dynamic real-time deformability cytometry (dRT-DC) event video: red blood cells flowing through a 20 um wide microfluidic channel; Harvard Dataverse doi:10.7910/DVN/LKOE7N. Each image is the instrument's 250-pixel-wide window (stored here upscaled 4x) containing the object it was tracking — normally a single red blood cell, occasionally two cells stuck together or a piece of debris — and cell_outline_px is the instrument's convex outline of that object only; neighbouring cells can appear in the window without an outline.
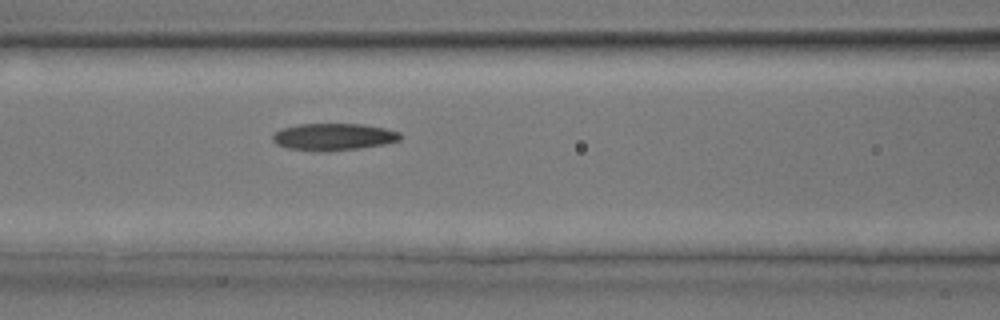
{"species": "common noctule bat (a hibernating species)", "species_latin": "Nyctalus noctula", "temperature_condition": "room temperature", "stored_images_in_passage": 26, "camera_frame_rate_fps": 3000, "um_per_image_px": 0.085, "animal": {"sex": "male", "body_mass_g": 17.9, "forearm_length_mm": 54.2}, "frame": {"image": 1, "passage_image": 8, "time_ms": 2.333, "image_size_px": [1000, 320], "cell_outline_px": [[404, 136], [400, 140], [384, 144], [360, 148], [328, 152], [320, 152], [288, 148], [276, 144], [272, 140], [272, 136], [280, 128], [300, 124], [364, 124], [384, 128], [400, 132]], "centroid_in_image_um": [28.36, 11.64], "position_along_channel_um": 138.2, "area_um2": 20.35}}
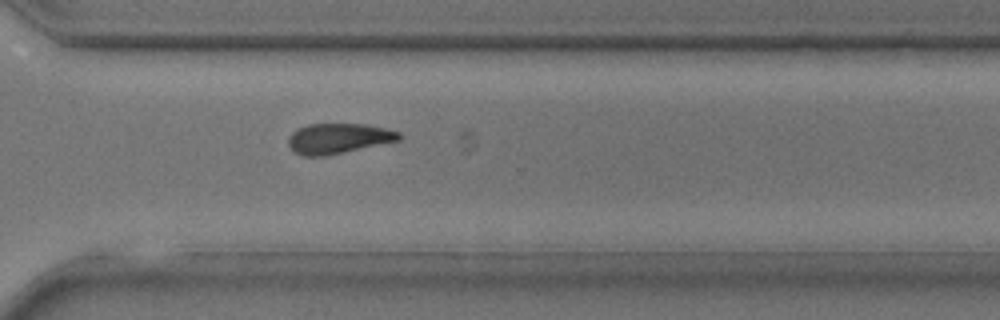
{"frame": {"image": 2, "passage_image": 18, "time_ms": 5.667, "image_size_px": [1000, 320], "cell_outline_px": [[404, 136], [400, 140], [344, 152], [324, 156], [300, 156], [288, 144], [288, 136], [292, 132], [308, 124], [364, 124], [384, 128], [400, 132]], "centroid_in_image_um": [28.77, 11.77], "position_along_channel_um": 341.8, "area_um2": 19.42}}
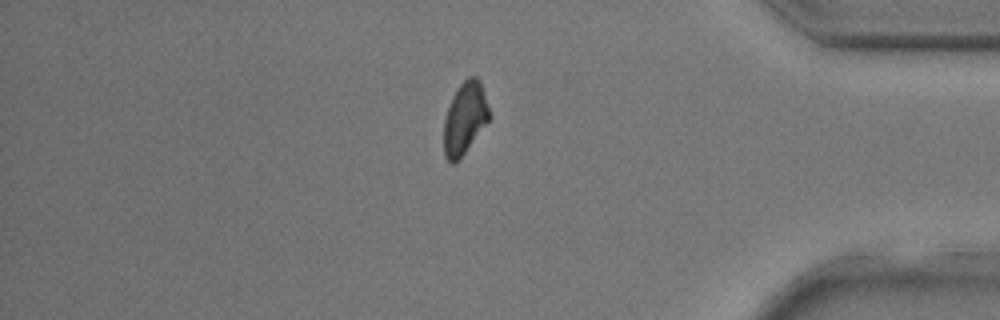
{"frame": {"image": 3, "passage_image": 22, "time_ms": 7.0, "image_size_px": [1000, 320], "cell_outline_px": [[492, 116], [460, 160], [456, 164], [452, 164], [444, 156], [444, 120], [452, 96], [460, 84], [468, 76], [476, 76], [480, 80]], "centroid_in_image_um": [39.52, 10.07], "position_along_channel_um": 395.7, "area_um2": 19.36}}